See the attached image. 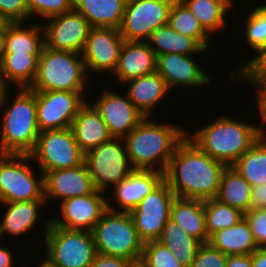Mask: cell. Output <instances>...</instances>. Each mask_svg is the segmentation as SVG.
Returning <instances> with one entry per match:
<instances>
[{"instance_id": "d4e9b609", "label": "cell", "mask_w": 266, "mask_h": 267, "mask_svg": "<svg viewBox=\"0 0 266 267\" xmlns=\"http://www.w3.org/2000/svg\"><path fill=\"white\" fill-rule=\"evenodd\" d=\"M208 243L225 255H251L257 246L250 225L243 217L235 225L218 230L209 237Z\"/></svg>"}, {"instance_id": "9f6ffc18", "label": "cell", "mask_w": 266, "mask_h": 267, "mask_svg": "<svg viewBox=\"0 0 266 267\" xmlns=\"http://www.w3.org/2000/svg\"><path fill=\"white\" fill-rule=\"evenodd\" d=\"M2 237H3V235H2V231L0 230V241L3 240ZM0 245H1V243H0Z\"/></svg>"}, {"instance_id": "bcb514c9", "label": "cell", "mask_w": 266, "mask_h": 267, "mask_svg": "<svg viewBox=\"0 0 266 267\" xmlns=\"http://www.w3.org/2000/svg\"><path fill=\"white\" fill-rule=\"evenodd\" d=\"M266 209V183L252 187L250 210Z\"/></svg>"}, {"instance_id": "83f0119b", "label": "cell", "mask_w": 266, "mask_h": 267, "mask_svg": "<svg viewBox=\"0 0 266 267\" xmlns=\"http://www.w3.org/2000/svg\"><path fill=\"white\" fill-rule=\"evenodd\" d=\"M170 218L177 222L189 235L197 238L202 243H208L204 201L175 196L170 208Z\"/></svg>"}, {"instance_id": "4fadbf2b", "label": "cell", "mask_w": 266, "mask_h": 267, "mask_svg": "<svg viewBox=\"0 0 266 267\" xmlns=\"http://www.w3.org/2000/svg\"><path fill=\"white\" fill-rule=\"evenodd\" d=\"M85 92L36 91V117L40 132L71 128L78 110L87 102Z\"/></svg>"}, {"instance_id": "277c9868", "label": "cell", "mask_w": 266, "mask_h": 267, "mask_svg": "<svg viewBox=\"0 0 266 267\" xmlns=\"http://www.w3.org/2000/svg\"><path fill=\"white\" fill-rule=\"evenodd\" d=\"M8 92L0 102V154H29L40 134L36 117V91L18 88L14 100L7 105Z\"/></svg>"}, {"instance_id": "603a6c76", "label": "cell", "mask_w": 266, "mask_h": 267, "mask_svg": "<svg viewBox=\"0 0 266 267\" xmlns=\"http://www.w3.org/2000/svg\"><path fill=\"white\" fill-rule=\"evenodd\" d=\"M123 84L129 86L125 93L145 117L152 118L153 109L170 93L166 82L156 71L128 80Z\"/></svg>"}, {"instance_id": "ba28073f", "label": "cell", "mask_w": 266, "mask_h": 267, "mask_svg": "<svg viewBox=\"0 0 266 267\" xmlns=\"http://www.w3.org/2000/svg\"><path fill=\"white\" fill-rule=\"evenodd\" d=\"M28 162L29 154H0V203L45 200L44 174Z\"/></svg>"}, {"instance_id": "7dc6e473", "label": "cell", "mask_w": 266, "mask_h": 267, "mask_svg": "<svg viewBox=\"0 0 266 267\" xmlns=\"http://www.w3.org/2000/svg\"><path fill=\"white\" fill-rule=\"evenodd\" d=\"M226 267H252L251 255H228Z\"/></svg>"}, {"instance_id": "8d00e7d4", "label": "cell", "mask_w": 266, "mask_h": 267, "mask_svg": "<svg viewBox=\"0 0 266 267\" xmlns=\"http://www.w3.org/2000/svg\"><path fill=\"white\" fill-rule=\"evenodd\" d=\"M246 16L244 37L246 44L256 54L266 47V4L255 6Z\"/></svg>"}, {"instance_id": "f6af8a7d", "label": "cell", "mask_w": 266, "mask_h": 267, "mask_svg": "<svg viewBox=\"0 0 266 267\" xmlns=\"http://www.w3.org/2000/svg\"><path fill=\"white\" fill-rule=\"evenodd\" d=\"M131 260L97 253L90 267H129Z\"/></svg>"}, {"instance_id": "30bf717a", "label": "cell", "mask_w": 266, "mask_h": 267, "mask_svg": "<svg viewBox=\"0 0 266 267\" xmlns=\"http://www.w3.org/2000/svg\"><path fill=\"white\" fill-rule=\"evenodd\" d=\"M39 171L74 168L84 163L85 153L77 144L71 128L40 132L29 153Z\"/></svg>"}, {"instance_id": "484cf974", "label": "cell", "mask_w": 266, "mask_h": 267, "mask_svg": "<svg viewBox=\"0 0 266 267\" xmlns=\"http://www.w3.org/2000/svg\"><path fill=\"white\" fill-rule=\"evenodd\" d=\"M73 9L83 15L91 27L119 29L127 0H71Z\"/></svg>"}, {"instance_id": "c3c4849f", "label": "cell", "mask_w": 266, "mask_h": 267, "mask_svg": "<svg viewBox=\"0 0 266 267\" xmlns=\"http://www.w3.org/2000/svg\"><path fill=\"white\" fill-rule=\"evenodd\" d=\"M13 253L12 249L0 245V267H15Z\"/></svg>"}, {"instance_id": "f5cc1de1", "label": "cell", "mask_w": 266, "mask_h": 267, "mask_svg": "<svg viewBox=\"0 0 266 267\" xmlns=\"http://www.w3.org/2000/svg\"><path fill=\"white\" fill-rule=\"evenodd\" d=\"M129 267H147V266L140 259V260L131 262V264L129 265Z\"/></svg>"}, {"instance_id": "681fc988", "label": "cell", "mask_w": 266, "mask_h": 267, "mask_svg": "<svg viewBox=\"0 0 266 267\" xmlns=\"http://www.w3.org/2000/svg\"><path fill=\"white\" fill-rule=\"evenodd\" d=\"M252 267H266V247H259L251 254Z\"/></svg>"}, {"instance_id": "7a4b0ae2", "label": "cell", "mask_w": 266, "mask_h": 267, "mask_svg": "<svg viewBox=\"0 0 266 267\" xmlns=\"http://www.w3.org/2000/svg\"><path fill=\"white\" fill-rule=\"evenodd\" d=\"M186 135V129L179 124H163L145 117L123 138L131 167L165 173Z\"/></svg>"}, {"instance_id": "52a82bcc", "label": "cell", "mask_w": 266, "mask_h": 267, "mask_svg": "<svg viewBox=\"0 0 266 267\" xmlns=\"http://www.w3.org/2000/svg\"><path fill=\"white\" fill-rule=\"evenodd\" d=\"M97 253L137 261L141 259L140 240L129 212L107 210L91 231Z\"/></svg>"}, {"instance_id": "5bb4252c", "label": "cell", "mask_w": 266, "mask_h": 267, "mask_svg": "<svg viewBox=\"0 0 266 267\" xmlns=\"http://www.w3.org/2000/svg\"><path fill=\"white\" fill-rule=\"evenodd\" d=\"M105 192L94 190L86 196H77L61 202L60 216H51L50 225L66 229L92 231L96 223L108 210V200ZM105 197V198H104Z\"/></svg>"}, {"instance_id": "db71d44e", "label": "cell", "mask_w": 266, "mask_h": 267, "mask_svg": "<svg viewBox=\"0 0 266 267\" xmlns=\"http://www.w3.org/2000/svg\"><path fill=\"white\" fill-rule=\"evenodd\" d=\"M40 267H57V266L53 265L48 259L44 258L43 261H41L40 263Z\"/></svg>"}, {"instance_id": "e575fe53", "label": "cell", "mask_w": 266, "mask_h": 267, "mask_svg": "<svg viewBox=\"0 0 266 267\" xmlns=\"http://www.w3.org/2000/svg\"><path fill=\"white\" fill-rule=\"evenodd\" d=\"M167 24L175 31L195 38L206 50L211 47L209 40L211 36L203 29L196 17L181 0H174Z\"/></svg>"}, {"instance_id": "f907efd6", "label": "cell", "mask_w": 266, "mask_h": 267, "mask_svg": "<svg viewBox=\"0 0 266 267\" xmlns=\"http://www.w3.org/2000/svg\"><path fill=\"white\" fill-rule=\"evenodd\" d=\"M6 53L5 27L0 31V63L3 61Z\"/></svg>"}, {"instance_id": "7bdbcfd3", "label": "cell", "mask_w": 266, "mask_h": 267, "mask_svg": "<svg viewBox=\"0 0 266 267\" xmlns=\"http://www.w3.org/2000/svg\"><path fill=\"white\" fill-rule=\"evenodd\" d=\"M244 217L258 247H266V209L249 210Z\"/></svg>"}, {"instance_id": "60d3db41", "label": "cell", "mask_w": 266, "mask_h": 267, "mask_svg": "<svg viewBox=\"0 0 266 267\" xmlns=\"http://www.w3.org/2000/svg\"><path fill=\"white\" fill-rule=\"evenodd\" d=\"M226 261L227 255L209 243H203L199 247L191 267H226Z\"/></svg>"}, {"instance_id": "cb8c5ba5", "label": "cell", "mask_w": 266, "mask_h": 267, "mask_svg": "<svg viewBox=\"0 0 266 267\" xmlns=\"http://www.w3.org/2000/svg\"><path fill=\"white\" fill-rule=\"evenodd\" d=\"M45 200H30L20 202L0 203L6 212L0 223L3 237H22L27 231H31L39 222L40 211L45 205ZM6 206V207H5Z\"/></svg>"}, {"instance_id": "b9f144b4", "label": "cell", "mask_w": 266, "mask_h": 267, "mask_svg": "<svg viewBox=\"0 0 266 267\" xmlns=\"http://www.w3.org/2000/svg\"><path fill=\"white\" fill-rule=\"evenodd\" d=\"M0 15L7 23L28 22L26 0H0Z\"/></svg>"}, {"instance_id": "ee69618b", "label": "cell", "mask_w": 266, "mask_h": 267, "mask_svg": "<svg viewBox=\"0 0 266 267\" xmlns=\"http://www.w3.org/2000/svg\"><path fill=\"white\" fill-rule=\"evenodd\" d=\"M243 81L248 82L250 85H252L257 93L256 101L258 100V109L260 115V122L261 125L266 127V79H240Z\"/></svg>"}, {"instance_id": "ffe728a7", "label": "cell", "mask_w": 266, "mask_h": 267, "mask_svg": "<svg viewBox=\"0 0 266 267\" xmlns=\"http://www.w3.org/2000/svg\"><path fill=\"white\" fill-rule=\"evenodd\" d=\"M164 180V173L156 170L134 169L126 178L113 187V206L108 200V209L116 212H131L142 199ZM110 202V203H109ZM121 208V209H119Z\"/></svg>"}, {"instance_id": "f35d334b", "label": "cell", "mask_w": 266, "mask_h": 267, "mask_svg": "<svg viewBox=\"0 0 266 267\" xmlns=\"http://www.w3.org/2000/svg\"><path fill=\"white\" fill-rule=\"evenodd\" d=\"M28 7V20L38 21L39 17L42 21L50 17L60 15L73 10L71 0H26Z\"/></svg>"}, {"instance_id": "44dd1931", "label": "cell", "mask_w": 266, "mask_h": 267, "mask_svg": "<svg viewBox=\"0 0 266 267\" xmlns=\"http://www.w3.org/2000/svg\"><path fill=\"white\" fill-rule=\"evenodd\" d=\"M157 56L147 41H124L114 78L120 84L156 71Z\"/></svg>"}, {"instance_id": "9a60e30c", "label": "cell", "mask_w": 266, "mask_h": 267, "mask_svg": "<svg viewBox=\"0 0 266 267\" xmlns=\"http://www.w3.org/2000/svg\"><path fill=\"white\" fill-rule=\"evenodd\" d=\"M119 29L109 27H91L85 46L81 52L85 69L101 74L116 70L121 47L124 43Z\"/></svg>"}, {"instance_id": "f1b7e54d", "label": "cell", "mask_w": 266, "mask_h": 267, "mask_svg": "<svg viewBox=\"0 0 266 267\" xmlns=\"http://www.w3.org/2000/svg\"><path fill=\"white\" fill-rule=\"evenodd\" d=\"M156 56L177 53L182 55H196L207 53V50L192 37L185 36L168 24L154 30L147 40Z\"/></svg>"}, {"instance_id": "f546056e", "label": "cell", "mask_w": 266, "mask_h": 267, "mask_svg": "<svg viewBox=\"0 0 266 267\" xmlns=\"http://www.w3.org/2000/svg\"><path fill=\"white\" fill-rule=\"evenodd\" d=\"M210 35L227 26V14L235 5L233 0H181ZM231 7V8H230ZM228 12V13H227Z\"/></svg>"}, {"instance_id": "3957f363", "label": "cell", "mask_w": 266, "mask_h": 267, "mask_svg": "<svg viewBox=\"0 0 266 267\" xmlns=\"http://www.w3.org/2000/svg\"><path fill=\"white\" fill-rule=\"evenodd\" d=\"M253 124L222 115L186 137L211 158L232 166L266 131Z\"/></svg>"}, {"instance_id": "4316f807", "label": "cell", "mask_w": 266, "mask_h": 267, "mask_svg": "<svg viewBox=\"0 0 266 267\" xmlns=\"http://www.w3.org/2000/svg\"><path fill=\"white\" fill-rule=\"evenodd\" d=\"M27 22L6 23L5 25V54L41 55L45 45L44 29L40 23L26 25ZM27 26V27H26Z\"/></svg>"}, {"instance_id": "1f68e13d", "label": "cell", "mask_w": 266, "mask_h": 267, "mask_svg": "<svg viewBox=\"0 0 266 267\" xmlns=\"http://www.w3.org/2000/svg\"><path fill=\"white\" fill-rule=\"evenodd\" d=\"M252 186L232 167L227 166L221 175L216 199L243 214L250 210Z\"/></svg>"}, {"instance_id": "d590c367", "label": "cell", "mask_w": 266, "mask_h": 267, "mask_svg": "<svg viewBox=\"0 0 266 267\" xmlns=\"http://www.w3.org/2000/svg\"><path fill=\"white\" fill-rule=\"evenodd\" d=\"M204 211L208 237L218 230L232 227L244 217L240 210L222 203L216 198L204 201Z\"/></svg>"}, {"instance_id": "7402d4cb", "label": "cell", "mask_w": 266, "mask_h": 267, "mask_svg": "<svg viewBox=\"0 0 266 267\" xmlns=\"http://www.w3.org/2000/svg\"><path fill=\"white\" fill-rule=\"evenodd\" d=\"M88 101L78 110L71 125L74 138L84 153L113 138L100 114Z\"/></svg>"}, {"instance_id": "d6a6232c", "label": "cell", "mask_w": 266, "mask_h": 267, "mask_svg": "<svg viewBox=\"0 0 266 267\" xmlns=\"http://www.w3.org/2000/svg\"><path fill=\"white\" fill-rule=\"evenodd\" d=\"M232 167L252 187L266 183V131Z\"/></svg>"}, {"instance_id": "7c38bea8", "label": "cell", "mask_w": 266, "mask_h": 267, "mask_svg": "<svg viewBox=\"0 0 266 267\" xmlns=\"http://www.w3.org/2000/svg\"><path fill=\"white\" fill-rule=\"evenodd\" d=\"M174 198L175 194L169 184L163 180L130 212L138 237L143 243L159 239L170 218V208Z\"/></svg>"}, {"instance_id": "ab89813d", "label": "cell", "mask_w": 266, "mask_h": 267, "mask_svg": "<svg viewBox=\"0 0 266 267\" xmlns=\"http://www.w3.org/2000/svg\"><path fill=\"white\" fill-rule=\"evenodd\" d=\"M230 72V80L266 79V47L261 49L255 57L241 64V67Z\"/></svg>"}, {"instance_id": "2e32d148", "label": "cell", "mask_w": 266, "mask_h": 267, "mask_svg": "<svg viewBox=\"0 0 266 267\" xmlns=\"http://www.w3.org/2000/svg\"><path fill=\"white\" fill-rule=\"evenodd\" d=\"M45 46L60 51L81 53L91 26L75 9L44 20ZM47 24V25H46Z\"/></svg>"}, {"instance_id": "e0dca14e", "label": "cell", "mask_w": 266, "mask_h": 267, "mask_svg": "<svg viewBox=\"0 0 266 267\" xmlns=\"http://www.w3.org/2000/svg\"><path fill=\"white\" fill-rule=\"evenodd\" d=\"M91 105L100 114L113 138H124L145 116L133 105L127 94L104 89Z\"/></svg>"}, {"instance_id": "9c48e42d", "label": "cell", "mask_w": 266, "mask_h": 267, "mask_svg": "<svg viewBox=\"0 0 266 267\" xmlns=\"http://www.w3.org/2000/svg\"><path fill=\"white\" fill-rule=\"evenodd\" d=\"M84 162L94 188L105 193L134 170L128 160L123 138H112L95 146L85 153Z\"/></svg>"}, {"instance_id": "8fae6325", "label": "cell", "mask_w": 266, "mask_h": 267, "mask_svg": "<svg viewBox=\"0 0 266 267\" xmlns=\"http://www.w3.org/2000/svg\"><path fill=\"white\" fill-rule=\"evenodd\" d=\"M174 0H127L119 32L125 41H147L167 25Z\"/></svg>"}, {"instance_id": "5b68a950", "label": "cell", "mask_w": 266, "mask_h": 267, "mask_svg": "<svg viewBox=\"0 0 266 267\" xmlns=\"http://www.w3.org/2000/svg\"><path fill=\"white\" fill-rule=\"evenodd\" d=\"M87 75L91 74L86 72L81 53L53 50L44 45L35 80L29 89L87 92Z\"/></svg>"}, {"instance_id": "74e56055", "label": "cell", "mask_w": 266, "mask_h": 267, "mask_svg": "<svg viewBox=\"0 0 266 267\" xmlns=\"http://www.w3.org/2000/svg\"><path fill=\"white\" fill-rule=\"evenodd\" d=\"M141 260L147 267H183L174 253L159 241L143 244Z\"/></svg>"}, {"instance_id": "836d02e7", "label": "cell", "mask_w": 266, "mask_h": 267, "mask_svg": "<svg viewBox=\"0 0 266 267\" xmlns=\"http://www.w3.org/2000/svg\"><path fill=\"white\" fill-rule=\"evenodd\" d=\"M39 57L40 55L5 54L0 63L5 83L9 86L12 82L17 88H29L37 74Z\"/></svg>"}, {"instance_id": "d6986e66", "label": "cell", "mask_w": 266, "mask_h": 267, "mask_svg": "<svg viewBox=\"0 0 266 267\" xmlns=\"http://www.w3.org/2000/svg\"><path fill=\"white\" fill-rule=\"evenodd\" d=\"M95 190L86 163L68 169L51 170L44 173V196L61 201L86 196ZM48 200V201H47Z\"/></svg>"}, {"instance_id": "8992f818", "label": "cell", "mask_w": 266, "mask_h": 267, "mask_svg": "<svg viewBox=\"0 0 266 267\" xmlns=\"http://www.w3.org/2000/svg\"><path fill=\"white\" fill-rule=\"evenodd\" d=\"M45 258L57 267H90L97 251L93 234L87 230L66 229L43 221Z\"/></svg>"}, {"instance_id": "816d5d0a", "label": "cell", "mask_w": 266, "mask_h": 267, "mask_svg": "<svg viewBox=\"0 0 266 267\" xmlns=\"http://www.w3.org/2000/svg\"><path fill=\"white\" fill-rule=\"evenodd\" d=\"M8 85L5 83L3 76H2V70L0 65V102L3 100V97L5 96L6 92L8 91Z\"/></svg>"}, {"instance_id": "6da1fadb", "label": "cell", "mask_w": 266, "mask_h": 267, "mask_svg": "<svg viewBox=\"0 0 266 267\" xmlns=\"http://www.w3.org/2000/svg\"><path fill=\"white\" fill-rule=\"evenodd\" d=\"M226 167L186 137L171 157L164 180L176 197L205 201L216 198Z\"/></svg>"}, {"instance_id": "4dcf8cb0", "label": "cell", "mask_w": 266, "mask_h": 267, "mask_svg": "<svg viewBox=\"0 0 266 267\" xmlns=\"http://www.w3.org/2000/svg\"><path fill=\"white\" fill-rule=\"evenodd\" d=\"M172 251L183 267H191L199 247L203 244L197 238L186 233L182 227L169 218L161 236L157 240Z\"/></svg>"}, {"instance_id": "ac0fdd59", "label": "cell", "mask_w": 266, "mask_h": 267, "mask_svg": "<svg viewBox=\"0 0 266 267\" xmlns=\"http://www.w3.org/2000/svg\"><path fill=\"white\" fill-rule=\"evenodd\" d=\"M156 72L164 79L170 92L176 86L193 87V89L208 87L211 81L206 70L199 66L191 55L177 53L158 55Z\"/></svg>"}, {"instance_id": "11a10c76", "label": "cell", "mask_w": 266, "mask_h": 267, "mask_svg": "<svg viewBox=\"0 0 266 267\" xmlns=\"http://www.w3.org/2000/svg\"><path fill=\"white\" fill-rule=\"evenodd\" d=\"M6 23L7 22L0 15V31L4 29Z\"/></svg>"}]
</instances>
